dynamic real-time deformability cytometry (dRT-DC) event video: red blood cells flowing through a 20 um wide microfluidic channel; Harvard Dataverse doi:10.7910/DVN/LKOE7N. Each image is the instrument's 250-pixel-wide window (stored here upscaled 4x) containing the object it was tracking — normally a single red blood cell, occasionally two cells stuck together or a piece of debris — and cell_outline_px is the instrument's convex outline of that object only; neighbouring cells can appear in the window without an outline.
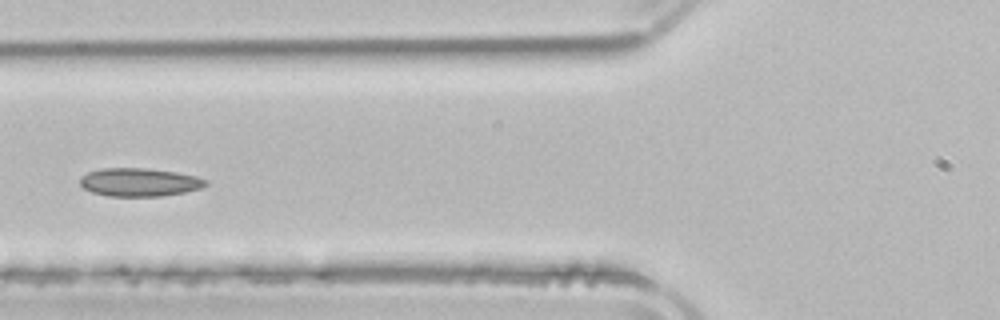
{"species": "common noctule bat (a hibernating species)", "species_latin": "Nyctalus noctula", "temperature_condition": "room temperature", "stored_images_in_passage": 6, "segment_of_instrument_passage": [1, 2], "camera_frame_rate_fps": 3000, "um_per_image_px": 0.085, "animal": {"sex": "male", "body_mass_g": 21.5, "forearm_length_mm": 52.0}, "frame": {"image": 1, "passage_image": 5, "time_ms": 5.667, "image_size_px": [1000, 320], "cell_outline_px": [[208, 184], [200, 188], [184, 192], [160, 196], [108, 196], [92, 192], [84, 188], [80, 184], [80, 176], [88, 172], [100, 168], [148, 168], [176, 172], [196, 176], [208, 180]], "centroid_in_image_um": [11.84, 15.48], "position_along_channel_um": 114.0, "area_um2": 20.75}}